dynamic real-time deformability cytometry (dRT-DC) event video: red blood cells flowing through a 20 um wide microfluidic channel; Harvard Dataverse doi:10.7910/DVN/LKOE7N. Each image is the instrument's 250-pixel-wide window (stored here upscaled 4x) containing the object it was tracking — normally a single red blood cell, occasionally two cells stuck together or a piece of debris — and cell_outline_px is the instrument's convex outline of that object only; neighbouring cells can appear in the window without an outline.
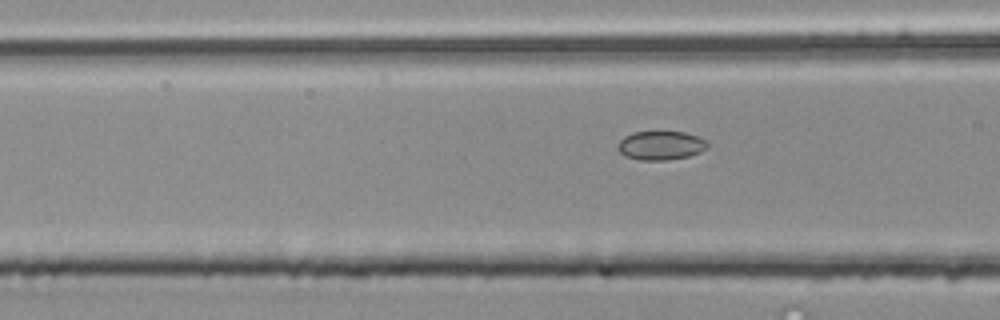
{"species": "common noctule bat (a hibernating species)", "species_latin": "Nyctalus noctula", "temperature_condition": "room temperature", "stored_images_in_passage": 5, "camera_frame_rate_fps": 3000, "um_per_image_px": 0.085, "animal": {"sex": "male", "body_mass_g": 20.4}, "frame": {"image": 1, "passage_image": 5, "time_ms": 1.333, "image_size_px": [1000, 320], "cell_outline_px": [[708, 148], [700, 152], [688, 156], [668, 160], [640, 160], [624, 156], [616, 148], [616, 144], [624, 136], [632, 132], [684, 132], [708, 140]], "centroid_in_image_um": [56.15, 12.36], "position_along_channel_um": 110.5, "area_um2": 15.26}}